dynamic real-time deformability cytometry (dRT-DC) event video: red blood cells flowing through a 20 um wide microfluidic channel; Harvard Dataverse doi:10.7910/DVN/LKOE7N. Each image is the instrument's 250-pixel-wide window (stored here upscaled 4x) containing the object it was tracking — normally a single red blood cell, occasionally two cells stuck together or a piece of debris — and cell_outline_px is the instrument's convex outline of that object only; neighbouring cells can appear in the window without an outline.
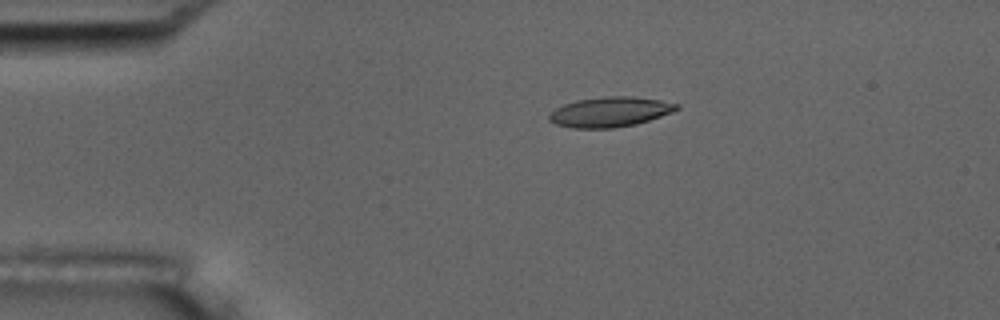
{"species": "common noctule bat (a hibernating species)", "species_latin": "Nyctalus noctula", "temperature_condition": "room temperature", "stored_images_in_passage": 54, "camera_frame_rate_fps": 3000, "um_per_image_px": 0.085, "animal": {"sex": "male", "body_mass_g": 17.5, "forearm_length_mm": 52.3}, "frame": {"image": 1, "passage_image": 11, "time_ms": 3.333, "image_size_px": [1000, 320], "cell_outline_px": [[680, 108], [672, 112], [636, 124], [612, 128], [572, 128], [556, 124], [548, 120], [548, 116], [556, 108], [564, 104], [576, 100], [604, 96], [632, 96], [660, 100], [680, 104]], "centroid_in_image_um": [51.85, 9.5], "position_along_channel_um": 33.2, "area_um2": 22.25}}
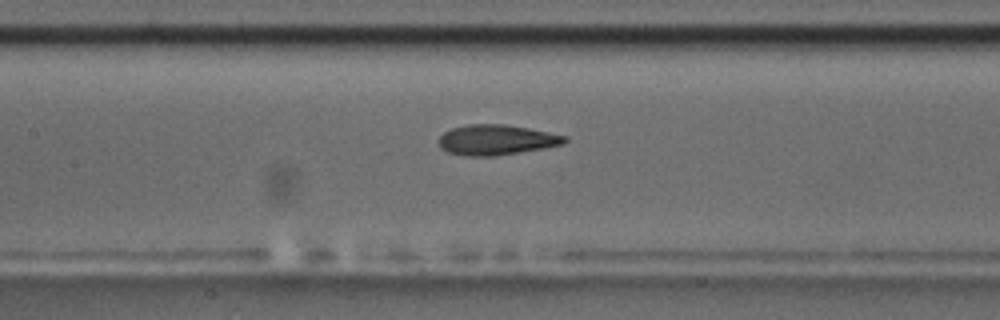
{"frame": {"image": 2, "passage_image": 25, "time_ms": 8.0, "image_size_px": [1000, 320], "cell_outline_px": [[568, 140], [564, 144], [544, 148], [496, 156], [464, 156], [448, 152], [440, 148], [440, 136], [444, 132], [452, 128], [464, 124], [504, 124], [528, 128], [568, 136]], "centroid_in_image_um": [42.2, 11.89], "position_along_channel_um": 165.2, "area_um2": 22.31}}
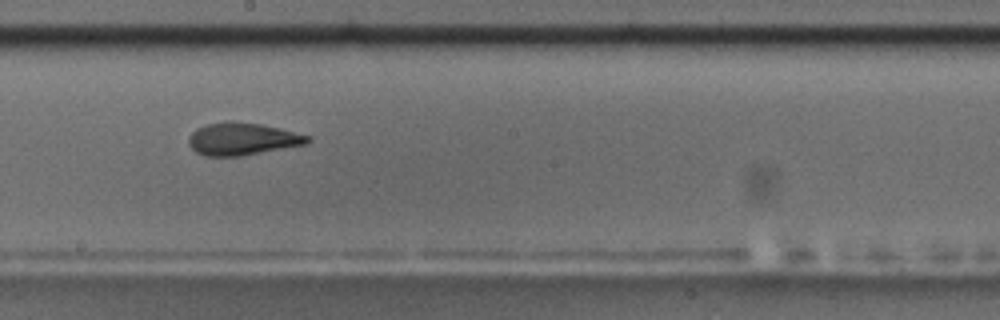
{"frame": {"image": 3, "passage_image": 30, "time_ms": 9.667, "image_size_px": [1000, 320], "cell_outline_px": [[312, 140], [308, 144], [244, 156], [204, 156], [196, 152], [188, 144], [188, 136], [196, 128], [208, 124], [228, 120], [260, 124], [312, 136]], "centroid_in_image_um": [20.61, 11.82], "position_along_channel_um": 227.6, "area_um2": 22.77}, "authors_computed_cell_mechanics": {"area_um2": 22.1952, "velocity_mm_per_s": 3.7684, "shape_relaxation_time_tau1_ms": 6.1901, "shape_relaxation_time_tau2_ms": 1.732, "deformation_change_tau1": 0.193, "deformation_change_tau2": 0.0914}}